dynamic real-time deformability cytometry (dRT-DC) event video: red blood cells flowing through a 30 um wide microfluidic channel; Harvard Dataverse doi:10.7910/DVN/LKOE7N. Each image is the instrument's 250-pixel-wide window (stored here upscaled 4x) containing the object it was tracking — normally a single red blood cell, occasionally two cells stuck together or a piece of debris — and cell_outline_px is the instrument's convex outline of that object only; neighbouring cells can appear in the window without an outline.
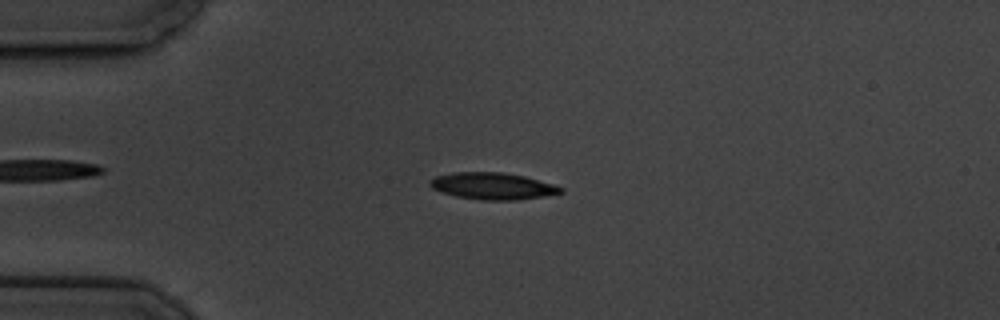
{"species": "common noctule bat (a hibernating species)", "species_latin": "Nyctalus noctula", "temperature_condition": "cold", "stored_images_in_passage": 5, "camera_frame_rate_fps": 3000, "um_per_image_px": 0.085, "animal": {"sex": "male", "body_mass_g": 19.5, "forearm_length_mm": 54.6}, "frame": {"image": 1, "passage_image": 3, "time_ms": 2.0, "image_size_px": [1000, 320], "cell_outline_px": [[564, 192], [544, 196], [512, 200], [484, 200], [456, 196], [432, 188], [428, 184], [428, 180], [436, 176], [452, 172], [504, 172], [524, 176], [556, 184], [564, 188]], "centroid_in_image_um": [41.89, 15.8], "position_along_channel_um": 43.1, "area_um2": 20.46}}